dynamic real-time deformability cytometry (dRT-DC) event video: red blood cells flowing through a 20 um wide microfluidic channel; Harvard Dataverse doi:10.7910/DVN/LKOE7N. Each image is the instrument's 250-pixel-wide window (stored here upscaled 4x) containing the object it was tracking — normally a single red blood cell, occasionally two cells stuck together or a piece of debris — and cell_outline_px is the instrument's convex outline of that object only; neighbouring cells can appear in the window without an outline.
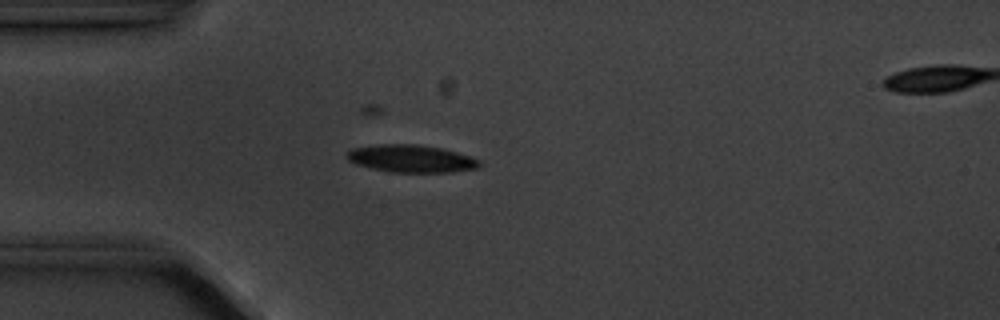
{"species": "common noctule bat (a hibernating species)", "species_latin": "Nyctalus noctula", "temperature_condition": "cold", "stored_images_in_passage": 6, "camera_frame_rate_fps": 3000, "um_per_image_px": 0.085, "animal": {"sex": "male", "body_mass_g": 20.1, "forearm_length_mm": 53.5}, "frame": {"image": 1, "passage_image": 5, "time_ms": 4.667, "image_size_px": [1000, 320], "cell_outline_px": [[480, 168], [452, 172], [388, 172], [356, 164], [348, 160], [344, 156], [352, 148], [380, 144], [416, 144], [444, 148], [480, 160]], "centroid_in_image_um": [34.95, 13.48], "position_along_channel_um": 50.1, "area_um2": 21.33}}